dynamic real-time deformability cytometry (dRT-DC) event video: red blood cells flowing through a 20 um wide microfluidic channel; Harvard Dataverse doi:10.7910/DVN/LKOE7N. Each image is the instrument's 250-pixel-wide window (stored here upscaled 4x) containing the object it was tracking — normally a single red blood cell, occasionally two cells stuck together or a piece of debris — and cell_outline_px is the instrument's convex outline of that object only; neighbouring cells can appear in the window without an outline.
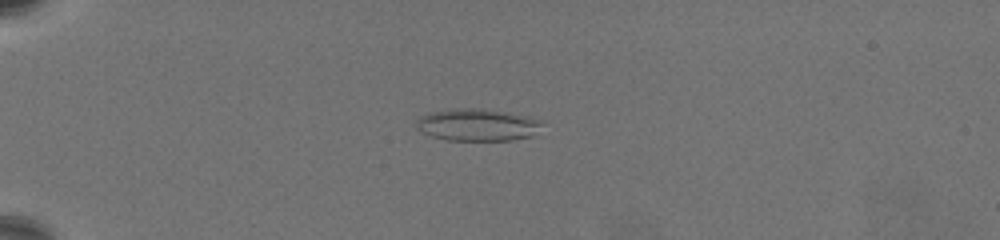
{"species": "common noctule bat (a hibernating species)", "species_latin": "Nyctalus noctula", "temperature_condition": "warm", "stored_images_in_passage": 66, "camera_frame_rate_fps": 3000, "um_per_image_px": 0.085, "animal": {"sex": "female", "body_mass_g": 19.5, "forearm_length_mm": 54.1}, "frame": {"image": 1, "passage_image": 19, "time_ms": 6.0, "image_size_px": [1000, 240], "cell_outline_px": [[544, 124], [532, 136], [512, 140], [448, 140], [432, 136], [416, 128], [416, 120], [420, 116], [428, 112], [460, 108], [480, 108], [504, 112], [524, 116], [540, 120]], "centroid_in_image_um": [40.56, 10.61], "position_along_channel_um": 44.4, "area_um2": 23.41}}
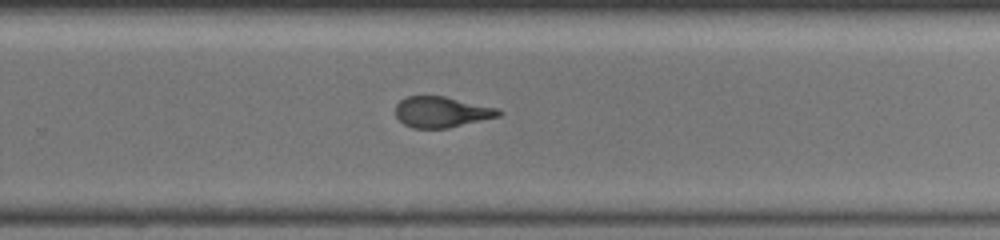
{"frame": {"image": 2, "passage_image": 46, "time_ms": 15.0, "image_size_px": [1000, 240], "cell_outline_px": [[504, 112], [500, 116], [448, 128], [412, 128], [404, 124], [396, 116], [396, 104], [400, 100], [408, 96], [444, 96], [500, 108]], "centroid_in_image_um": [37.57, 9.52], "position_along_channel_um": 292.2, "area_um2": 18.61}}
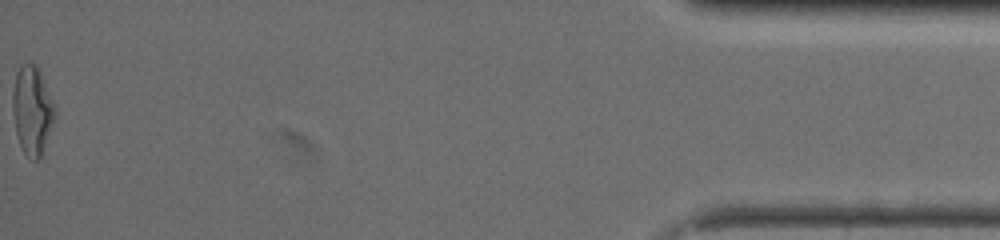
{"frame": {"image": 3, "passage_image": 66, "time_ms": 21.667, "image_size_px": [1000, 240], "cell_outline_px": [[56, 116], [40, 156], [36, 160], [28, 160], [20, 144], [16, 132], [12, 112], [12, 96], [16, 72], [24, 64], [36, 64], [44, 80], [56, 108]], "centroid_in_image_um": [2.73, 9.38], "position_along_channel_um": 432.5, "area_um2": 21.62}, "authors_computed_cell_mechanics": {"area_um2": 20.1722, "velocity_mm_per_s": 3.3243, "shape_relaxation_time_tau1_ms": 6.7084, "shape_relaxation_time_tau2_ms": 1.3785, "deformation_change_tau1": 0.2308, "deformation_change_tau2": 0.099}}